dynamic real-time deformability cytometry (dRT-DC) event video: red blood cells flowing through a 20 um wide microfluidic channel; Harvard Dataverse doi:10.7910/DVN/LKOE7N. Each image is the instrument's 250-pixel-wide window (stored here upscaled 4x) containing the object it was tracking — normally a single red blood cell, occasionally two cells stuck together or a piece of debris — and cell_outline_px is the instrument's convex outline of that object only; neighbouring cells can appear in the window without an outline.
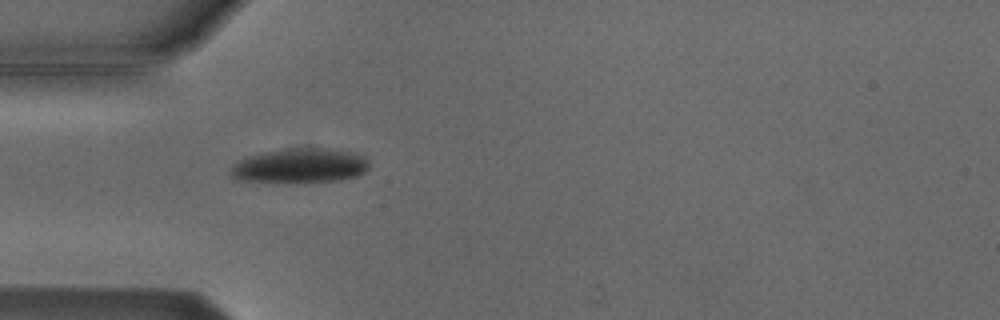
{"species": "Egyptian fruit bat (a non-hibernating species)", "species_latin": "Rousettus aegyptiacus", "temperature_condition": "cold", "stored_images_in_passage": 4, "camera_frame_rate_fps": 3000, "um_per_image_px": 0.085, "animal": {"sex": "male"}, "frame": {"image": 1, "passage_image": 3, "time_ms": 2.667, "image_size_px": [1000, 320], "cell_outline_px": [[368, 168], [364, 172], [356, 176], [340, 180], [304, 184], [288, 184], [240, 180], [232, 176], [232, 164], [236, 160], [248, 156], [264, 152], [288, 148], [332, 148], [352, 152], [364, 156], [368, 160]], "centroid_in_image_um": [25.49, 14.11], "position_along_channel_um": 59.5, "area_um2": 28.73}}
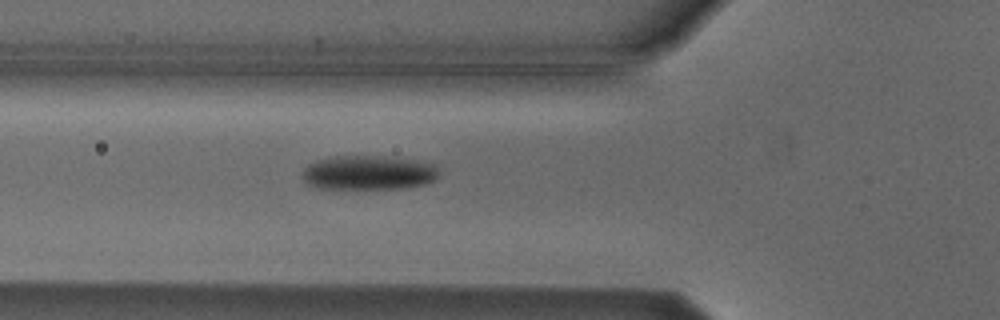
{"frame": {"image": 2, "passage_image": 4, "time_ms": 3.667, "image_size_px": [1000, 320], "cell_outline_px": [[436, 176], [432, 180], [424, 184], [400, 188], [316, 188], [308, 184], [300, 176], [304, 168], [308, 164], [316, 160], [336, 156], [388, 156], [416, 160], [436, 164]], "centroid_in_image_um": [31.26, 14.66], "position_along_channel_um": 94.5, "area_um2": 27.22}}